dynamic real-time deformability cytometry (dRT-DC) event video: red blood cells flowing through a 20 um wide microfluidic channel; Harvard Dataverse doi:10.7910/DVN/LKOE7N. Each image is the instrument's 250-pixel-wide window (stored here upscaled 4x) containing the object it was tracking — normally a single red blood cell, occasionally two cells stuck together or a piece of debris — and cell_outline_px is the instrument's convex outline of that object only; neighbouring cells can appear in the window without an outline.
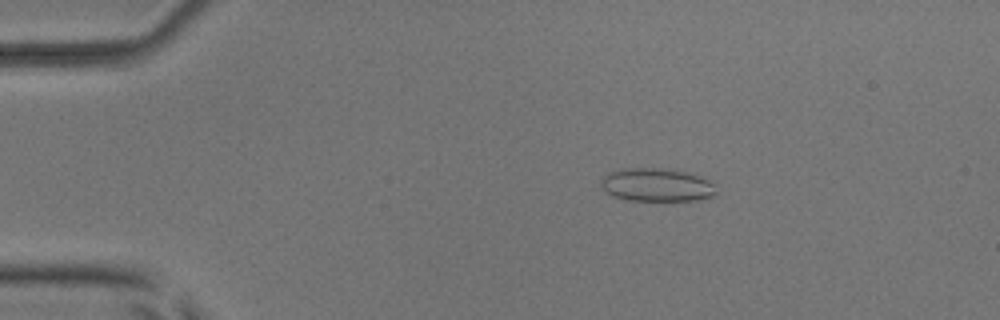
{"species": "common noctule bat (a hibernating species)", "species_latin": "Nyctalus noctula", "temperature_condition": "room temperature", "stored_images_in_passage": 47, "camera_frame_rate_fps": 3000, "um_per_image_px": 0.085, "animal": {"sex": "male", "body_mass_g": 17.9, "forearm_length_mm": 54.2}, "frame": {"image": 1, "passage_image": 4, "time_ms": 1.0, "image_size_px": [1000, 320], "cell_outline_px": [[716, 196], [696, 200], [628, 200], [612, 196], [600, 188], [600, 180], [608, 172], [624, 168], [660, 168], [684, 172], [700, 176], [708, 180], [712, 184], [716, 192]], "centroid_in_image_um": [55.76, 15.72], "position_along_channel_um": 29.2, "area_um2": 22.31}}
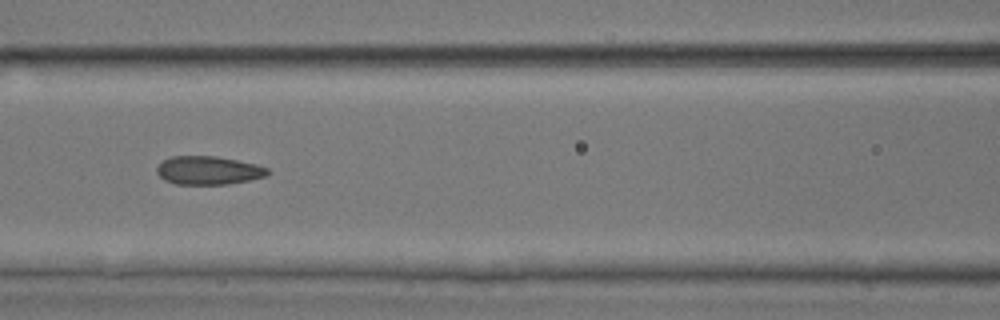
{"frame": {"image": 2, "passage_image": 18, "time_ms": 5.667, "image_size_px": [1000, 320], "cell_outline_px": [[268, 176], [228, 184], [176, 184], [164, 180], [156, 172], [156, 168], [164, 160], [172, 156], [216, 156], [256, 164], [268, 168]], "centroid_in_image_um": [17.71, 14.48], "position_along_channel_um": 148.9, "area_um2": 18.26}}
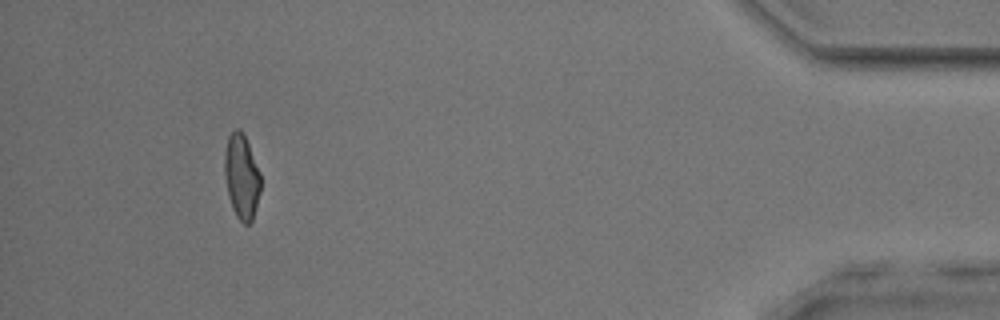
{"frame": {"image": 3, "passage_image": 43, "time_ms": 14.0, "image_size_px": [1000, 320], "cell_outline_px": [[260, 192], [252, 220], [248, 224], [244, 224], [236, 216], [232, 208], [228, 196], [224, 172], [224, 152], [228, 136], [236, 128], [240, 128], [244, 132], [260, 172]], "centroid_in_image_um": [20.52, 14.97], "position_along_channel_um": 414.7, "area_um2": 17.98}, "authors_computed_cell_mechanics": {"area_um2": 18.5538, "velocity_mm_per_s": 3.9458, "shape_relaxation_time_tau1_ms": null, "shape_relaxation_time_tau2_ms": 1.372, "deformation_change_tau1": null, "deformation_change_tau2": 0.0665}}